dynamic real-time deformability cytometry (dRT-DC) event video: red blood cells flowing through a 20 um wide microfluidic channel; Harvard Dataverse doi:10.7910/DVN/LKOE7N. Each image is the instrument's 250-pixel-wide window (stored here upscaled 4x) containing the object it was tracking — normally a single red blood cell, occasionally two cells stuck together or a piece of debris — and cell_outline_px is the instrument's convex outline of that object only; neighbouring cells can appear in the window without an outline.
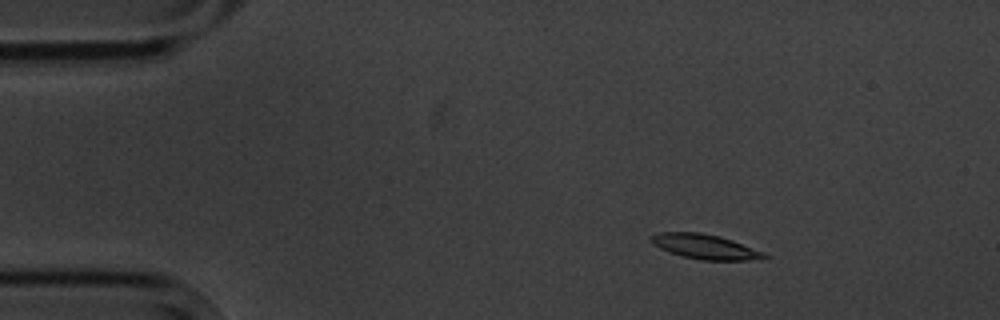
{"species": "common noctule bat (a hibernating species)", "species_latin": "Nyctalus noctula", "temperature_condition": "cold", "stored_images_in_passage": 4, "camera_frame_rate_fps": 3000, "um_per_image_px": 0.085, "animal": {"sex": "male", "body_mass_g": 20.1, "forearm_length_mm": 53.5}, "frame": {"image": 1, "passage_image": 2, "time_ms": 1.333, "image_size_px": [1000, 320], "cell_outline_px": [[768, 256], [748, 260], [700, 260], [684, 256], [660, 248], [652, 244], [648, 240], [648, 236], [656, 232], [700, 232], [720, 236], [732, 240], [764, 252]], "centroid_in_image_um": [59.84, 20.94], "position_along_channel_um": 25.2, "area_um2": 16.24}}